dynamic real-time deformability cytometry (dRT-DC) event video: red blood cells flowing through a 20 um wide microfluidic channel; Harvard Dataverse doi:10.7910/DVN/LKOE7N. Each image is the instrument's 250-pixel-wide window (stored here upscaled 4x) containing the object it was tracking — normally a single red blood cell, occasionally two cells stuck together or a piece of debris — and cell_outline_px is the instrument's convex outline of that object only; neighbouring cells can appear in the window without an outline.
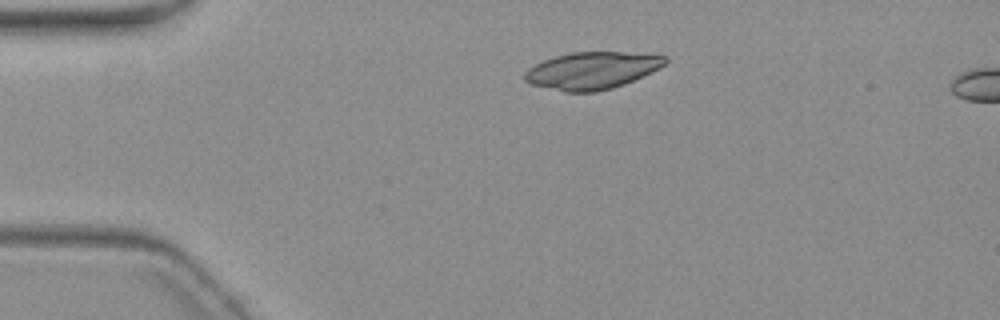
{"species": "common noctule bat (a hibernating species)", "species_latin": "Nyctalus noctula", "temperature_condition": "warm", "stored_images_in_passage": 3, "segment_of_instrument_passage": [1, 2], "camera_frame_rate_fps": 3000, "um_per_image_px": 0.085, "animal": {"sex": "female", "body_mass_g": 19.3, "forearm_length_mm": 54.1}, "frame": {"image": 1, "passage_image": 1, "time_ms": 0.0, "image_size_px": [1000, 320], "cell_outline_px": [[668, 60], [660, 68], [652, 72], [624, 84], [612, 88], [596, 92], [564, 92], [532, 84], [524, 80], [524, 72], [528, 68], [544, 60], [556, 56], [572, 52], [624, 52], [668, 56]], "centroid_in_image_um": [50.32, 6.0], "position_along_channel_um": 34.7, "area_um2": 30.35}}